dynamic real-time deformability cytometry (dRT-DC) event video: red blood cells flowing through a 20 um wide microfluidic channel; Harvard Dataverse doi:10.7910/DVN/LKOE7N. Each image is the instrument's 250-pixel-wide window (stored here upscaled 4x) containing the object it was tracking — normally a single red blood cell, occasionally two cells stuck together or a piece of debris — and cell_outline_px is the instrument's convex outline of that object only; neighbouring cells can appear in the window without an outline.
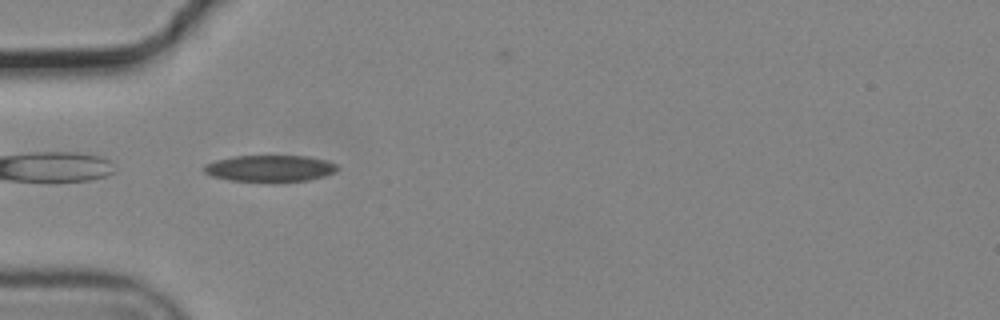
{"species": "common noctule bat (a hibernating species)", "species_latin": "Nyctalus noctula", "temperature_condition": "cold", "stored_images_in_passage": 13, "camera_frame_rate_fps": 3000, "um_per_image_px": 0.085, "animal": {"sex": "male", "body_mass_g": 19.2, "forearm_length_mm": 51.8}, "frame": {"image": 1, "passage_image": 1, "time_ms": 0.0, "image_size_px": [1000, 320], "cell_outline_px": [[340, 168], [336, 172], [324, 176], [308, 180], [272, 184], [228, 180], [212, 176], [204, 172], [204, 164], [216, 160], [232, 156], [308, 156], [324, 160], [336, 164]], "centroid_in_image_um": [22.94, 14.35], "position_along_channel_um": 62.1, "area_um2": 21.33}}
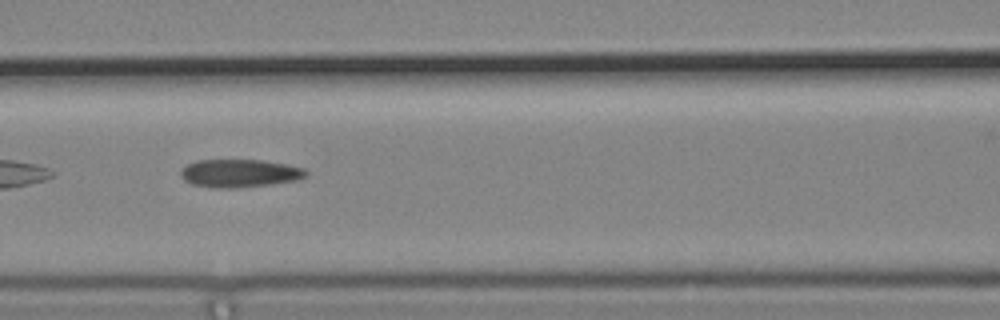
{"frame": {"image": 2, "passage_image": 8, "time_ms": 2.333, "image_size_px": [1000, 320], "cell_outline_px": [[308, 176], [300, 180], [272, 184], [236, 188], [212, 188], [192, 184], [184, 180], [180, 176], [180, 172], [188, 164], [196, 160], [264, 160], [288, 164], [304, 168], [308, 172]], "centroid_in_image_um": [20.42, 14.73], "position_along_channel_um": 146.2, "area_um2": 20.75}}
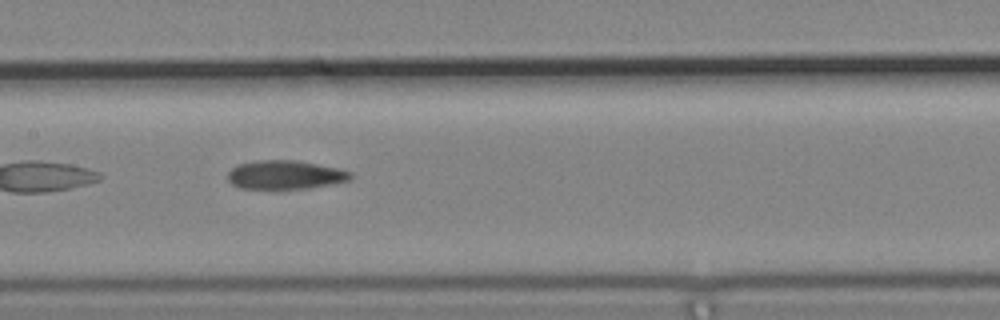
{"frame": {"image": 3, "passage_image": 11, "time_ms": 3.333, "image_size_px": [1000, 320], "cell_outline_px": [[352, 176], [348, 180], [332, 184], [304, 188], [240, 188], [232, 184], [228, 180], [228, 172], [232, 168], [240, 164], [256, 160], [292, 160], [340, 168], [352, 172]], "centroid_in_image_um": [24.24, 14.85], "position_along_channel_um": 183.2, "area_um2": 20.29}}